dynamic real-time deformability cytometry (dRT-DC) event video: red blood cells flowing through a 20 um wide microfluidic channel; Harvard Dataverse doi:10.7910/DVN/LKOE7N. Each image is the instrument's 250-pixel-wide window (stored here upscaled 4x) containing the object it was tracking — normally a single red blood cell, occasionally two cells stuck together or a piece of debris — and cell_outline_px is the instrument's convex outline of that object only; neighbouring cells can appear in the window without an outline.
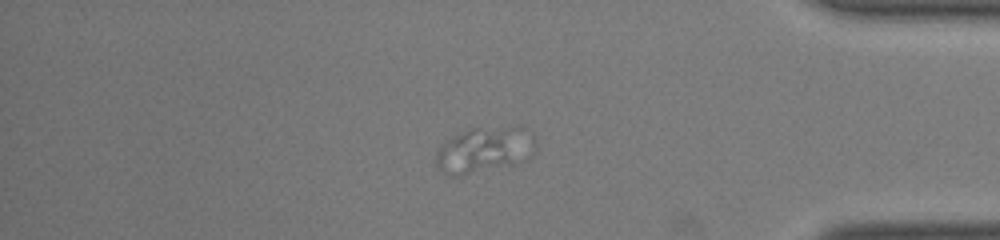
{"species": "common noctule bat (a hibernating species)", "species_latin": "Nyctalus noctula", "temperature_condition": "room temperature", "stored_images_in_passage": 52, "segment_of_instrument_passage": [2, 2], "camera_frame_rate_fps": 3000, "um_per_image_px": 0.085, "animal": {"sex": "male", "body_mass_g": 19.0, "forearm_length_mm": 50.8}, "frame": {"image": 1, "passage_image": 44, "time_ms": 14.333, "image_size_px": [1000, 240], "cell_outline_px": [[536, 148], [532, 156], [528, 160], [512, 164], [456, 176], [448, 176], [436, 168], [436, 152], [444, 144], [456, 136], [472, 128], [520, 124], [528, 128], [536, 140]], "centroid_in_image_um": [41.28, 12.7], "position_along_channel_um": 393.9, "area_um2": 26.88}}
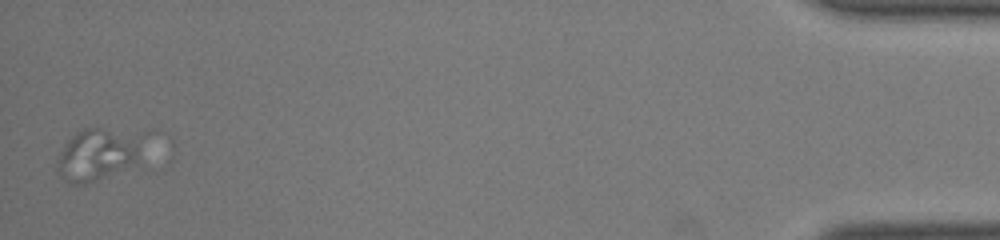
{"frame": {"image": 2, "passage_image": 51, "time_ms": 16.667, "image_size_px": [1000, 240], "cell_outline_px": [[148, 132], [136, 164], [96, 180], [84, 184], [68, 184], [60, 176], [56, 168], [56, 160], [60, 152], [68, 140], [76, 132], [84, 128], [100, 128]], "centroid_in_image_um": [8.37, 13.08], "position_along_channel_um": 426.8, "area_um2": 26.76}}